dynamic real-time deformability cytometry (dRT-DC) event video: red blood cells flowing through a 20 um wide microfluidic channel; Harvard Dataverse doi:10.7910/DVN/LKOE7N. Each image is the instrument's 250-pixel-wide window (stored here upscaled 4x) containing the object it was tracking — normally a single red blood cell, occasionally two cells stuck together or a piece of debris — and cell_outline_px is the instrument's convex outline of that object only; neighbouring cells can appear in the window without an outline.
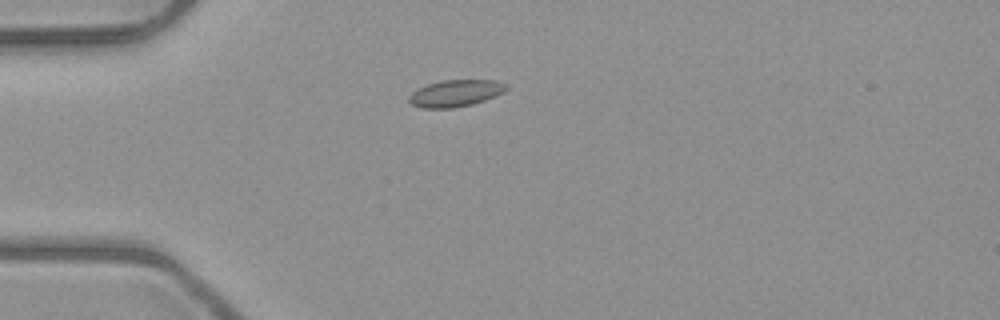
{"species": "common noctule bat (a hibernating species)", "species_latin": "Nyctalus noctula", "temperature_condition": "room temperature", "stored_images_in_passage": 4, "camera_frame_rate_fps": 3000, "um_per_image_px": 0.085, "animal": {"sex": "male", "body_mass_g": 23.1, "forearm_length_mm": 52.7}, "frame": {"image": 1, "passage_image": 4, "time_ms": 3.333, "image_size_px": [1000, 320], "cell_outline_px": [[508, 88], [504, 92], [484, 100], [472, 104], [452, 108], [420, 108], [412, 104], [408, 100], [408, 96], [412, 92], [428, 84], [440, 80], [496, 80], [504, 84]], "centroid_in_image_um": [38.69, 7.93], "position_along_channel_um": 46.3, "area_um2": 15.09}}